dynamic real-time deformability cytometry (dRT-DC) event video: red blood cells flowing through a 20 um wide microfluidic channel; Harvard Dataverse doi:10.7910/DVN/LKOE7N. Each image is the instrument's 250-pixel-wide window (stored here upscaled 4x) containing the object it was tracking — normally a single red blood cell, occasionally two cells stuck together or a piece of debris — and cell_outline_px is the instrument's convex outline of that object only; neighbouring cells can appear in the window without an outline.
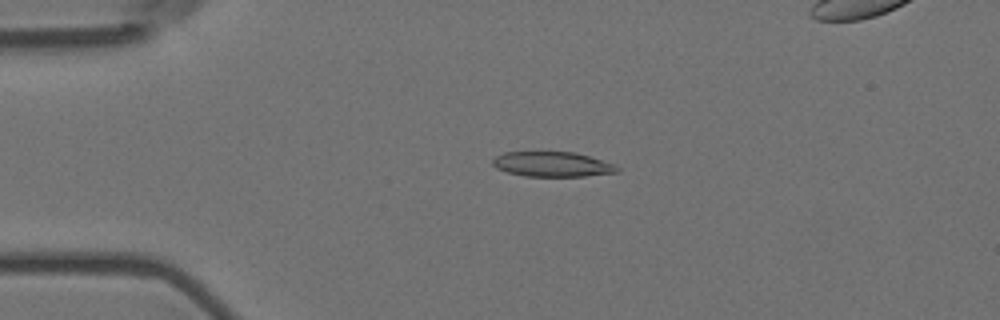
{"species": "Egyptian fruit bat (a non-hibernating species)", "species_latin": "Rousettus aegyptiacus", "temperature_condition": "room temperature", "stored_images_in_passage": 53, "camera_frame_rate_fps": 3000, "um_per_image_px": 0.085, "animal": {"sex": "female"}, "frame": {"image": 1, "passage_image": 9, "time_ms": 2.667, "image_size_px": [1000, 320], "cell_outline_px": [[620, 172], [584, 176], [524, 176], [508, 172], [496, 168], [492, 164], [492, 160], [496, 156], [504, 152], [576, 152], [612, 164], [620, 168]], "centroid_in_image_um": [46.93, 13.96], "position_along_channel_um": 38.1, "area_um2": 17.98}}
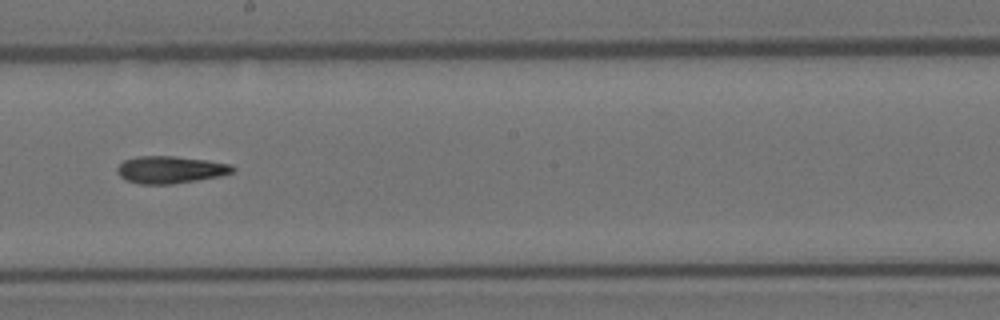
{"frame": {"image": 2, "passage_image": 28, "time_ms": 9.0, "image_size_px": [1000, 320], "cell_outline_px": [[236, 168], [232, 172], [220, 176], [172, 184], [140, 184], [124, 180], [116, 172], [116, 168], [124, 160], [136, 156], [172, 156], [204, 160], [232, 164]], "centroid_in_image_um": [14.44, 14.43], "position_along_channel_um": 233.8, "area_um2": 18.32}}
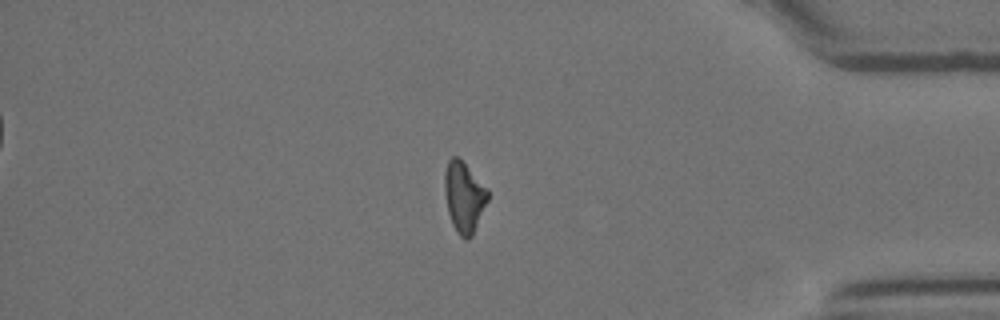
{"frame": {"image": 3, "passage_image": 44, "time_ms": 14.333, "image_size_px": [1000, 320], "cell_outline_px": [[488, 200], [472, 236], [468, 240], [464, 240], [456, 232], [452, 224], [448, 212], [444, 192], [444, 172], [448, 160], [452, 156], [456, 156], [488, 188]], "centroid_in_image_um": [39.43, 16.77], "position_along_channel_um": 395.8, "area_um2": 17.74}, "authors_computed_cell_mechanics": {"area_um2": 18.207, "velocity_mm_per_s": 3.5992, "shape_relaxation_time_tau1_ms": null, "shape_relaxation_time_tau2_ms": 9.9562, "deformation_change_tau1": null, "deformation_change_tau2": 0.2286}}